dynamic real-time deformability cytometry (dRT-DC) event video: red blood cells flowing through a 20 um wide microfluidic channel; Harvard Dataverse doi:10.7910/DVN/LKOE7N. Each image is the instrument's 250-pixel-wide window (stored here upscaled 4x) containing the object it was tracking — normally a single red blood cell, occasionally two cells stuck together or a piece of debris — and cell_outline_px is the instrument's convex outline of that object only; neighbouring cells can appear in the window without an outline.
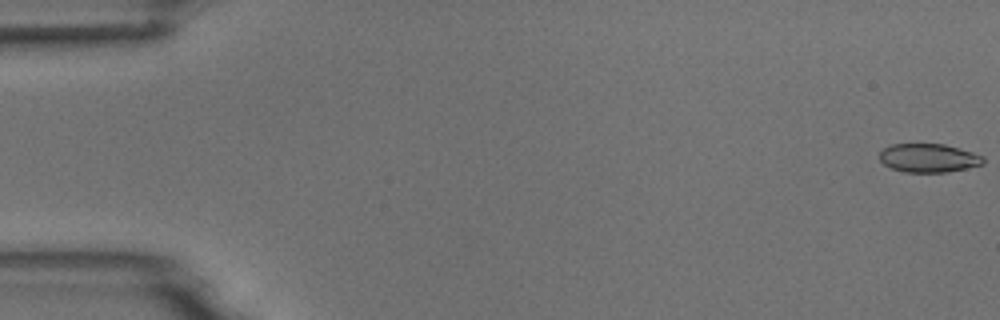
{"species": "common noctule bat (a hibernating species)", "species_latin": "Nyctalus noctula", "temperature_condition": "room temperature", "stored_images_in_passage": 5, "camera_frame_rate_fps": 3000, "um_per_image_px": 0.085, "animal": {"sex": "male", "body_mass_g": 18.8}, "frame": {"image": 1, "passage_image": 1, "time_ms": 0.0, "image_size_px": [1000, 320], "cell_outline_px": [[984, 164], [948, 172], [904, 172], [892, 168], [884, 164], [880, 160], [880, 152], [884, 148], [892, 144], [944, 144], [960, 148], [984, 156]], "centroid_in_image_um": [78.95, 13.43], "position_along_channel_um": 6.1, "area_um2": 17.28}}
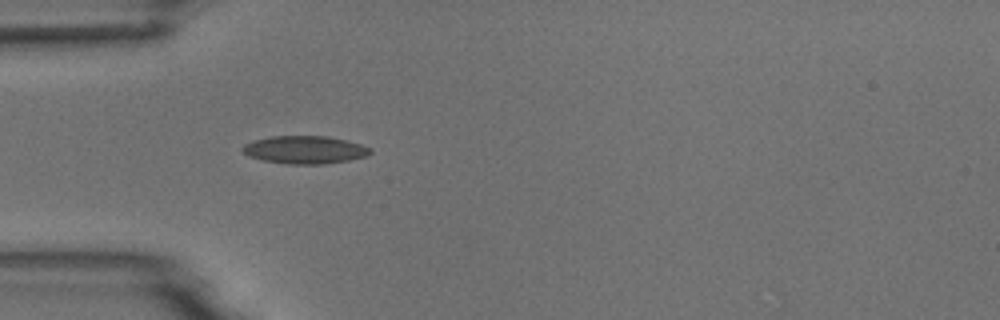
{"frame": {"image": 2, "passage_image": 5, "time_ms": 5.333, "image_size_px": [1000, 320], "cell_outline_px": [[372, 152], [368, 156], [348, 160], [324, 164], [288, 164], [264, 160], [248, 156], [240, 148], [244, 144], [252, 140], [272, 136], [328, 136], [348, 140], [372, 148]], "centroid_in_image_um": [25.92, 12.72], "position_along_channel_um": 59.1, "area_um2": 20.87}}